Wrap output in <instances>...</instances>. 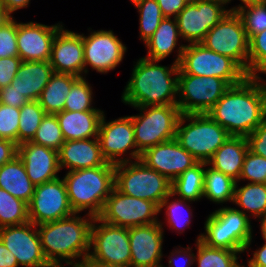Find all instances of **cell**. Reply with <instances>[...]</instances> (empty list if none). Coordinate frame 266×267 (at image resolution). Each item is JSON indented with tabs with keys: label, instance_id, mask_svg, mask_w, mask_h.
<instances>
[{
	"label": "cell",
	"instance_id": "1",
	"mask_svg": "<svg viewBox=\"0 0 266 267\" xmlns=\"http://www.w3.org/2000/svg\"><path fill=\"white\" fill-rule=\"evenodd\" d=\"M207 114L232 136L251 134L266 119V88L262 78L247 76L230 86Z\"/></svg>",
	"mask_w": 266,
	"mask_h": 267
},
{
	"label": "cell",
	"instance_id": "2",
	"mask_svg": "<svg viewBox=\"0 0 266 267\" xmlns=\"http://www.w3.org/2000/svg\"><path fill=\"white\" fill-rule=\"evenodd\" d=\"M94 217L74 213L64 219L37 225L45 258L52 267H81L89 254ZM64 262V264H63Z\"/></svg>",
	"mask_w": 266,
	"mask_h": 267
},
{
	"label": "cell",
	"instance_id": "3",
	"mask_svg": "<svg viewBox=\"0 0 266 267\" xmlns=\"http://www.w3.org/2000/svg\"><path fill=\"white\" fill-rule=\"evenodd\" d=\"M158 60L139 58L121 96L125 105L145 107L177 105L179 65L158 64Z\"/></svg>",
	"mask_w": 266,
	"mask_h": 267
},
{
	"label": "cell",
	"instance_id": "4",
	"mask_svg": "<svg viewBox=\"0 0 266 267\" xmlns=\"http://www.w3.org/2000/svg\"><path fill=\"white\" fill-rule=\"evenodd\" d=\"M63 180L73 211L88 210V215L98 217L114 189L115 165L68 171Z\"/></svg>",
	"mask_w": 266,
	"mask_h": 267
},
{
	"label": "cell",
	"instance_id": "5",
	"mask_svg": "<svg viewBox=\"0 0 266 267\" xmlns=\"http://www.w3.org/2000/svg\"><path fill=\"white\" fill-rule=\"evenodd\" d=\"M237 207L222 206L210 213L200 240L210 247L224 248L240 253L248 252L253 242L249 216Z\"/></svg>",
	"mask_w": 266,
	"mask_h": 267
},
{
	"label": "cell",
	"instance_id": "6",
	"mask_svg": "<svg viewBox=\"0 0 266 267\" xmlns=\"http://www.w3.org/2000/svg\"><path fill=\"white\" fill-rule=\"evenodd\" d=\"M176 52L173 62L179 65L178 74L218 77L229 86L237 85L247 77L233 59L211 51L201 43H180Z\"/></svg>",
	"mask_w": 266,
	"mask_h": 267
},
{
	"label": "cell",
	"instance_id": "7",
	"mask_svg": "<svg viewBox=\"0 0 266 267\" xmlns=\"http://www.w3.org/2000/svg\"><path fill=\"white\" fill-rule=\"evenodd\" d=\"M231 136L207 113L181 114L175 139L198 162L207 163Z\"/></svg>",
	"mask_w": 266,
	"mask_h": 267
},
{
	"label": "cell",
	"instance_id": "8",
	"mask_svg": "<svg viewBox=\"0 0 266 267\" xmlns=\"http://www.w3.org/2000/svg\"><path fill=\"white\" fill-rule=\"evenodd\" d=\"M114 187L125 195L152 201L158 207L171 193V181L140 159L115 164Z\"/></svg>",
	"mask_w": 266,
	"mask_h": 267
},
{
	"label": "cell",
	"instance_id": "9",
	"mask_svg": "<svg viewBox=\"0 0 266 267\" xmlns=\"http://www.w3.org/2000/svg\"><path fill=\"white\" fill-rule=\"evenodd\" d=\"M140 111L132 115L134 138L137 150L146 149L175 139L181 112L177 105H154L135 107Z\"/></svg>",
	"mask_w": 266,
	"mask_h": 267
},
{
	"label": "cell",
	"instance_id": "10",
	"mask_svg": "<svg viewBox=\"0 0 266 267\" xmlns=\"http://www.w3.org/2000/svg\"><path fill=\"white\" fill-rule=\"evenodd\" d=\"M130 262L128 228L94 217L90 232V249L85 263L130 267Z\"/></svg>",
	"mask_w": 266,
	"mask_h": 267
},
{
	"label": "cell",
	"instance_id": "11",
	"mask_svg": "<svg viewBox=\"0 0 266 267\" xmlns=\"http://www.w3.org/2000/svg\"><path fill=\"white\" fill-rule=\"evenodd\" d=\"M206 48L233 59L249 76V39L242 18L229 11L201 42Z\"/></svg>",
	"mask_w": 266,
	"mask_h": 267
},
{
	"label": "cell",
	"instance_id": "12",
	"mask_svg": "<svg viewBox=\"0 0 266 267\" xmlns=\"http://www.w3.org/2000/svg\"><path fill=\"white\" fill-rule=\"evenodd\" d=\"M229 87L218 77L178 74L177 106L181 114L207 113Z\"/></svg>",
	"mask_w": 266,
	"mask_h": 267
},
{
	"label": "cell",
	"instance_id": "13",
	"mask_svg": "<svg viewBox=\"0 0 266 267\" xmlns=\"http://www.w3.org/2000/svg\"><path fill=\"white\" fill-rule=\"evenodd\" d=\"M159 207L149 200L131 197L115 187L98 216L102 221L125 228L159 222Z\"/></svg>",
	"mask_w": 266,
	"mask_h": 267
},
{
	"label": "cell",
	"instance_id": "14",
	"mask_svg": "<svg viewBox=\"0 0 266 267\" xmlns=\"http://www.w3.org/2000/svg\"><path fill=\"white\" fill-rule=\"evenodd\" d=\"M222 0H190L176 20L181 39L188 44L201 43L207 32L230 10Z\"/></svg>",
	"mask_w": 266,
	"mask_h": 267
},
{
	"label": "cell",
	"instance_id": "15",
	"mask_svg": "<svg viewBox=\"0 0 266 267\" xmlns=\"http://www.w3.org/2000/svg\"><path fill=\"white\" fill-rule=\"evenodd\" d=\"M105 118L103 114L98 140L107 162L118 164L140 159L141 153L137 150L134 138L132 115L112 119L109 122H106ZM125 154L127 157L124 156Z\"/></svg>",
	"mask_w": 266,
	"mask_h": 267
},
{
	"label": "cell",
	"instance_id": "16",
	"mask_svg": "<svg viewBox=\"0 0 266 267\" xmlns=\"http://www.w3.org/2000/svg\"><path fill=\"white\" fill-rule=\"evenodd\" d=\"M65 182L60 177L35 186L28 204L29 222L40 225L72 216Z\"/></svg>",
	"mask_w": 266,
	"mask_h": 267
},
{
	"label": "cell",
	"instance_id": "17",
	"mask_svg": "<svg viewBox=\"0 0 266 267\" xmlns=\"http://www.w3.org/2000/svg\"><path fill=\"white\" fill-rule=\"evenodd\" d=\"M89 31L88 36L83 34L85 75L88 66L97 73L107 74L122 62L127 47L112 30Z\"/></svg>",
	"mask_w": 266,
	"mask_h": 267
},
{
	"label": "cell",
	"instance_id": "18",
	"mask_svg": "<svg viewBox=\"0 0 266 267\" xmlns=\"http://www.w3.org/2000/svg\"><path fill=\"white\" fill-rule=\"evenodd\" d=\"M0 240L15 255L18 266L52 267L44 256L37 226L32 222L0 228Z\"/></svg>",
	"mask_w": 266,
	"mask_h": 267
},
{
	"label": "cell",
	"instance_id": "19",
	"mask_svg": "<svg viewBox=\"0 0 266 267\" xmlns=\"http://www.w3.org/2000/svg\"><path fill=\"white\" fill-rule=\"evenodd\" d=\"M161 220L154 224L128 228L130 267H162L164 229Z\"/></svg>",
	"mask_w": 266,
	"mask_h": 267
},
{
	"label": "cell",
	"instance_id": "20",
	"mask_svg": "<svg viewBox=\"0 0 266 267\" xmlns=\"http://www.w3.org/2000/svg\"><path fill=\"white\" fill-rule=\"evenodd\" d=\"M64 24L45 25L37 22H17V49L22 61H49L57 32Z\"/></svg>",
	"mask_w": 266,
	"mask_h": 267
},
{
	"label": "cell",
	"instance_id": "21",
	"mask_svg": "<svg viewBox=\"0 0 266 267\" xmlns=\"http://www.w3.org/2000/svg\"><path fill=\"white\" fill-rule=\"evenodd\" d=\"M140 160L171 182L198 162L176 139L146 149Z\"/></svg>",
	"mask_w": 266,
	"mask_h": 267
},
{
	"label": "cell",
	"instance_id": "22",
	"mask_svg": "<svg viewBox=\"0 0 266 267\" xmlns=\"http://www.w3.org/2000/svg\"><path fill=\"white\" fill-rule=\"evenodd\" d=\"M83 34L64 28L54 37L49 63L55 73L85 76Z\"/></svg>",
	"mask_w": 266,
	"mask_h": 267
},
{
	"label": "cell",
	"instance_id": "23",
	"mask_svg": "<svg viewBox=\"0 0 266 267\" xmlns=\"http://www.w3.org/2000/svg\"><path fill=\"white\" fill-rule=\"evenodd\" d=\"M17 155L24 164L28 178L35 186L59 177L58 151L32 142H25L18 145Z\"/></svg>",
	"mask_w": 266,
	"mask_h": 267
},
{
	"label": "cell",
	"instance_id": "24",
	"mask_svg": "<svg viewBox=\"0 0 266 267\" xmlns=\"http://www.w3.org/2000/svg\"><path fill=\"white\" fill-rule=\"evenodd\" d=\"M60 170L68 171L115 165L104 158L98 138L65 141L58 151Z\"/></svg>",
	"mask_w": 266,
	"mask_h": 267
},
{
	"label": "cell",
	"instance_id": "25",
	"mask_svg": "<svg viewBox=\"0 0 266 267\" xmlns=\"http://www.w3.org/2000/svg\"><path fill=\"white\" fill-rule=\"evenodd\" d=\"M53 74L49 61H22L11 85L29 101H38Z\"/></svg>",
	"mask_w": 266,
	"mask_h": 267
},
{
	"label": "cell",
	"instance_id": "26",
	"mask_svg": "<svg viewBox=\"0 0 266 267\" xmlns=\"http://www.w3.org/2000/svg\"><path fill=\"white\" fill-rule=\"evenodd\" d=\"M104 111H61L56 113L65 141L98 138Z\"/></svg>",
	"mask_w": 266,
	"mask_h": 267
},
{
	"label": "cell",
	"instance_id": "27",
	"mask_svg": "<svg viewBox=\"0 0 266 267\" xmlns=\"http://www.w3.org/2000/svg\"><path fill=\"white\" fill-rule=\"evenodd\" d=\"M248 150L245 136H231L217 149L207 164L238 182Z\"/></svg>",
	"mask_w": 266,
	"mask_h": 267
},
{
	"label": "cell",
	"instance_id": "28",
	"mask_svg": "<svg viewBox=\"0 0 266 267\" xmlns=\"http://www.w3.org/2000/svg\"><path fill=\"white\" fill-rule=\"evenodd\" d=\"M0 188L15 198L30 203L35 185L28 178L24 164L17 155L11 161L0 166Z\"/></svg>",
	"mask_w": 266,
	"mask_h": 267
},
{
	"label": "cell",
	"instance_id": "29",
	"mask_svg": "<svg viewBox=\"0 0 266 267\" xmlns=\"http://www.w3.org/2000/svg\"><path fill=\"white\" fill-rule=\"evenodd\" d=\"M181 39L176 18L165 17L153 35L144 43L150 60L162 61L166 59L178 46Z\"/></svg>",
	"mask_w": 266,
	"mask_h": 267
},
{
	"label": "cell",
	"instance_id": "30",
	"mask_svg": "<svg viewBox=\"0 0 266 267\" xmlns=\"http://www.w3.org/2000/svg\"><path fill=\"white\" fill-rule=\"evenodd\" d=\"M78 78L75 75L54 72L38 100L46 114H56L64 110L66 96Z\"/></svg>",
	"mask_w": 266,
	"mask_h": 267
},
{
	"label": "cell",
	"instance_id": "31",
	"mask_svg": "<svg viewBox=\"0 0 266 267\" xmlns=\"http://www.w3.org/2000/svg\"><path fill=\"white\" fill-rule=\"evenodd\" d=\"M238 185L236 182L233 200V204L240 207L238 210L255 219L266 217V183Z\"/></svg>",
	"mask_w": 266,
	"mask_h": 267
},
{
	"label": "cell",
	"instance_id": "32",
	"mask_svg": "<svg viewBox=\"0 0 266 267\" xmlns=\"http://www.w3.org/2000/svg\"><path fill=\"white\" fill-rule=\"evenodd\" d=\"M205 162H197L171 182L174 197L195 202L203 199Z\"/></svg>",
	"mask_w": 266,
	"mask_h": 267
},
{
	"label": "cell",
	"instance_id": "33",
	"mask_svg": "<svg viewBox=\"0 0 266 267\" xmlns=\"http://www.w3.org/2000/svg\"><path fill=\"white\" fill-rule=\"evenodd\" d=\"M235 185V180L210 166L208 167V164L205 163L204 198L220 205L226 202L233 203Z\"/></svg>",
	"mask_w": 266,
	"mask_h": 267
},
{
	"label": "cell",
	"instance_id": "34",
	"mask_svg": "<svg viewBox=\"0 0 266 267\" xmlns=\"http://www.w3.org/2000/svg\"><path fill=\"white\" fill-rule=\"evenodd\" d=\"M198 235L196 239V254L195 262L198 267H241L238 259L241 254L238 251H233L224 248L210 247L200 240Z\"/></svg>",
	"mask_w": 266,
	"mask_h": 267
},
{
	"label": "cell",
	"instance_id": "35",
	"mask_svg": "<svg viewBox=\"0 0 266 267\" xmlns=\"http://www.w3.org/2000/svg\"><path fill=\"white\" fill-rule=\"evenodd\" d=\"M172 197L174 198V195L170 193L161 202L159 206V213L162 212V209H165V219L168 223L167 226L180 234L184 232L186 227L188 228L190 226L191 219L193 218L192 210L190 209L191 206L189 205L190 201L178 197L172 200Z\"/></svg>",
	"mask_w": 266,
	"mask_h": 267
},
{
	"label": "cell",
	"instance_id": "36",
	"mask_svg": "<svg viewBox=\"0 0 266 267\" xmlns=\"http://www.w3.org/2000/svg\"><path fill=\"white\" fill-rule=\"evenodd\" d=\"M45 115L39 101H28L20 108L18 145L32 141Z\"/></svg>",
	"mask_w": 266,
	"mask_h": 267
},
{
	"label": "cell",
	"instance_id": "37",
	"mask_svg": "<svg viewBox=\"0 0 266 267\" xmlns=\"http://www.w3.org/2000/svg\"><path fill=\"white\" fill-rule=\"evenodd\" d=\"M29 222L28 204L0 188V228Z\"/></svg>",
	"mask_w": 266,
	"mask_h": 267
},
{
	"label": "cell",
	"instance_id": "38",
	"mask_svg": "<svg viewBox=\"0 0 266 267\" xmlns=\"http://www.w3.org/2000/svg\"><path fill=\"white\" fill-rule=\"evenodd\" d=\"M86 76L79 77L66 96L65 111H103L93 107L94 95Z\"/></svg>",
	"mask_w": 266,
	"mask_h": 267
},
{
	"label": "cell",
	"instance_id": "39",
	"mask_svg": "<svg viewBox=\"0 0 266 267\" xmlns=\"http://www.w3.org/2000/svg\"><path fill=\"white\" fill-rule=\"evenodd\" d=\"M139 12L140 39L145 43L159 27L160 22L165 18L161 12L157 0H143L136 6Z\"/></svg>",
	"mask_w": 266,
	"mask_h": 267
},
{
	"label": "cell",
	"instance_id": "40",
	"mask_svg": "<svg viewBox=\"0 0 266 267\" xmlns=\"http://www.w3.org/2000/svg\"><path fill=\"white\" fill-rule=\"evenodd\" d=\"M31 142L43 145L56 151L60 150L61 145L65 142V139L59 126L56 114L45 115Z\"/></svg>",
	"mask_w": 266,
	"mask_h": 267
},
{
	"label": "cell",
	"instance_id": "41",
	"mask_svg": "<svg viewBox=\"0 0 266 267\" xmlns=\"http://www.w3.org/2000/svg\"><path fill=\"white\" fill-rule=\"evenodd\" d=\"M236 12L242 18L248 39L266 30V1L242 6Z\"/></svg>",
	"mask_w": 266,
	"mask_h": 267
},
{
	"label": "cell",
	"instance_id": "42",
	"mask_svg": "<svg viewBox=\"0 0 266 267\" xmlns=\"http://www.w3.org/2000/svg\"><path fill=\"white\" fill-rule=\"evenodd\" d=\"M266 71V30L249 39V76L260 77Z\"/></svg>",
	"mask_w": 266,
	"mask_h": 267
},
{
	"label": "cell",
	"instance_id": "43",
	"mask_svg": "<svg viewBox=\"0 0 266 267\" xmlns=\"http://www.w3.org/2000/svg\"><path fill=\"white\" fill-rule=\"evenodd\" d=\"M242 180L249 183H266V158L248 150L238 182Z\"/></svg>",
	"mask_w": 266,
	"mask_h": 267
},
{
	"label": "cell",
	"instance_id": "44",
	"mask_svg": "<svg viewBox=\"0 0 266 267\" xmlns=\"http://www.w3.org/2000/svg\"><path fill=\"white\" fill-rule=\"evenodd\" d=\"M20 108L0 103V137L9 139L18 145Z\"/></svg>",
	"mask_w": 266,
	"mask_h": 267
},
{
	"label": "cell",
	"instance_id": "45",
	"mask_svg": "<svg viewBox=\"0 0 266 267\" xmlns=\"http://www.w3.org/2000/svg\"><path fill=\"white\" fill-rule=\"evenodd\" d=\"M18 56L17 20L13 17L0 28V58Z\"/></svg>",
	"mask_w": 266,
	"mask_h": 267
},
{
	"label": "cell",
	"instance_id": "46",
	"mask_svg": "<svg viewBox=\"0 0 266 267\" xmlns=\"http://www.w3.org/2000/svg\"><path fill=\"white\" fill-rule=\"evenodd\" d=\"M21 63L19 56L0 58V89L11 84Z\"/></svg>",
	"mask_w": 266,
	"mask_h": 267
},
{
	"label": "cell",
	"instance_id": "47",
	"mask_svg": "<svg viewBox=\"0 0 266 267\" xmlns=\"http://www.w3.org/2000/svg\"><path fill=\"white\" fill-rule=\"evenodd\" d=\"M246 139L250 152L266 158V119Z\"/></svg>",
	"mask_w": 266,
	"mask_h": 267
},
{
	"label": "cell",
	"instance_id": "48",
	"mask_svg": "<svg viewBox=\"0 0 266 267\" xmlns=\"http://www.w3.org/2000/svg\"><path fill=\"white\" fill-rule=\"evenodd\" d=\"M192 251V248H190L189 246H187L186 248H183L181 246L179 248L176 247V249L172 250V252H170V255L168 256V266L191 267V265L195 262V253H193Z\"/></svg>",
	"mask_w": 266,
	"mask_h": 267
},
{
	"label": "cell",
	"instance_id": "49",
	"mask_svg": "<svg viewBox=\"0 0 266 267\" xmlns=\"http://www.w3.org/2000/svg\"><path fill=\"white\" fill-rule=\"evenodd\" d=\"M29 100L19 93L13 85H8L0 89V103L14 108H21Z\"/></svg>",
	"mask_w": 266,
	"mask_h": 267
},
{
	"label": "cell",
	"instance_id": "50",
	"mask_svg": "<svg viewBox=\"0 0 266 267\" xmlns=\"http://www.w3.org/2000/svg\"><path fill=\"white\" fill-rule=\"evenodd\" d=\"M190 0H157L164 17L176 18Z\"/></svg>",
	"mask_w": 266,
	"mask_h": 267
},
{
	"label": "cell",
	"instance_id": "51",
	"mask_svg": "<svg viewBox=\"0 0 266 267\" xmlns=\"http://www.w3.org/2000/svg\"><path fill=\"white\" fill-rule=\"evenodd\" d=\"M17 154V143L9 139H0V166L11 161Z\"/></svg>",
	"mask_w": 266,
	"mask_h": 267
},
{
	"label": "cell",
	"instance_id": "52",
	"mask_svg": "<svg viewBox=\"0 0 266 267\" xmlns=\"http://www.w3.org/2000/svg\"><path fill=\"white\" fill-rule=\"evenodd\" d=\"M253 252V257L248 258L247 267H266V243Z\"/></svg>",
	"mask_w": 266,
	"mask_h": 267
},
{
	"label": "cell",
	"instance_id": "53",
	"mask_svg": "<svg viewBox=\"0 0 266 267\" xmlns=\"http://www.w3.org/2000/svg\"><path fill=\"white\" fill-rule=\"evenodd\" d=\"M0 267H18L15 255L0 240Z\"/></svg>",
	"mask_w": 266,
	"mask_h": 267
},
{
	"label": "cell",
	"instance_id": "54",
	"mask_svg": "<svg viewBox=\"0 0 266 267\" xmlns=\"http://www.w3.org/2000/svg\"><path fill=\"white\" fill-rule=\"evenodd\" d=\"M30 1L31 0H0V4L12 16L17 10L29 7Z\"/></svg>",
	"mask_w": 266,
	"mask_h": 267
},
{
	"label": "cell",
	"instance_id": "55",
	"mask_svg": "<svg viewBox=\"0 0 266 267\" xmlns=\"http://www.w3.org/2000/svg\"><path fill=\"white\" fill-rule=\"evenodd\" d=\"M12 18H13V16H11L7 12V10L0 4V28H2Z\"/></svg>",
	"mask_w": 266,
	"mask_h": 267
},
{
	"label": "cell",
	"instance_id": "56",
	"mask_svg": "<svg viewBox=\"0 0 266 267\" xmlns=\"http://www.w3.org/2000/svg\"><path fill=\"white\" fill-rule=\"evenodd\" d=\"M239 1H241V4H239L235 7H232L229 10L230 11H237L242 6H246L248 4H254V3H261V2H264L266 0H239ZM229 3H231V0H229Z\"/></svg>",
	"mask_w": 266,
	"mask_h": 267
},
{
	"label": "cell",
	"instance_id": "57",
	"mask_svg": "<svg viewBox=\"0 0 266 267\" xmlns=\"http://www.w3.org/2000/svg\"><path fill=\"white\" fill-rule=\"evenodd\" d=\"M259 222H260L261 235L265 241L264 243H266V217L260 218Z\"/></svg>",
	"mask_w": 266,
	"mask_h": 267
},
{
	"label": "cell",
	"instance_id": "58",
	"mask_svg": "<svg viewBox=\"0 0 266 267\" xmlns=\"http://www.w3.org/2000/svg\"><path fill=\"white\" fill-rule=\"evenodd\" d=\"M81 267H125V266H106L99 263H84Z\"/></svg>",
	"mask_w": 266,
	"mask_h": 267
},
{
	"label": "cell",
	"instance_id": "59",
	"mask_svg": "<svg viewBox=\"0 0 266 267\" xmlns=\"http://www.w3.org/2000/svg\"><path fill=\"white\" fill-rule=\"evenodd\" d=\"M131 3L136 7L137 5H139L143 0H130Z\"/></svg>",
	"mask_w": 266,
	"mask_h": 267
},
{
	"label": "cell",
	"instance_id": "60",
	"mask_svg": "<svg viewBox=\"0 0 266 267\" xmlns=\"http://www.w3.org/2000/svg\"><path fill=\"white\" fill-rule=\"evenodd\" d=\"M263 74H265V75H266V71H265ZM260 77L262 78V80H263V83H264V85H265V88H266V81H265V79H264L262 76H260Z\"/></svg>",
	"mask_w": 266,
	"mask_h": 267
},
{
	"label": "cell",
	"instance_id": "61",
	"mask_svg": "<svg viewBox=\"0 0 266 267\" xmlns=\"http://www.w3.org/2000/svg\"><path fill=\"white\" fill-rule=\"evenodd\" d=\"M222 1H225L227 3V5L229 4V0H222Z\"/></svg>",
	"mask_w": 266,
	"mask_h": 267
}]
</instances>
